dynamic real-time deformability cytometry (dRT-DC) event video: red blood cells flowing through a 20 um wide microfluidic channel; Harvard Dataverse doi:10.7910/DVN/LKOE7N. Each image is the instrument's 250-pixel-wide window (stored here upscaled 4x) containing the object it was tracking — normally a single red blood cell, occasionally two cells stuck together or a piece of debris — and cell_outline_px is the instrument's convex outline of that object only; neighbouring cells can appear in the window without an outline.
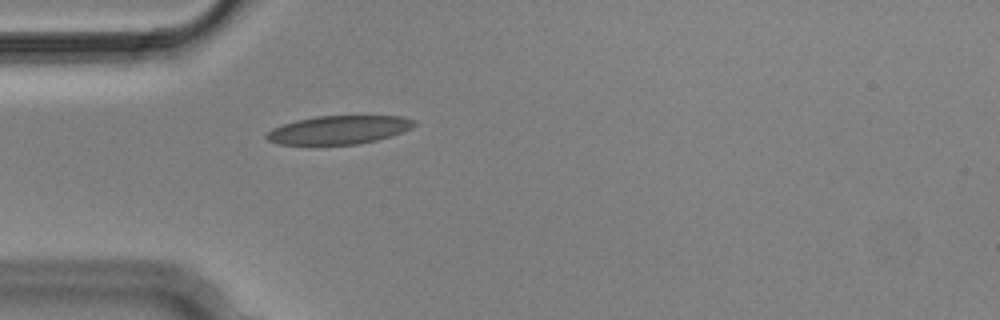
{"species": "Egyptian fruit bat (a non-hibernating species)", "species_latin": "Rousettus aegyptiacus", "temperature_condition": "cold", "stored_images_in_passage": 1, "camera_frame_rate_fps": 3000, "um_per_image_px": 0.085, "animal": {"sex": "male"}, "frame": {"image": 1, "passage_image": 1, "time_ms": 0.0, "image_size_px": [1000, 320], "cell_outline_px": [[416, 124], [412, 128], [392, 136], [360, 144], [312, 148], [276, 144], [268, 140], [264, 136], [272, 128], [296, 120], [316, 116], [404, 116], [416, 120]], "centroid_in_image_um": [28.74, 11.09], "position_along_channel_um": 56.3, "area_um2": 25.72}}